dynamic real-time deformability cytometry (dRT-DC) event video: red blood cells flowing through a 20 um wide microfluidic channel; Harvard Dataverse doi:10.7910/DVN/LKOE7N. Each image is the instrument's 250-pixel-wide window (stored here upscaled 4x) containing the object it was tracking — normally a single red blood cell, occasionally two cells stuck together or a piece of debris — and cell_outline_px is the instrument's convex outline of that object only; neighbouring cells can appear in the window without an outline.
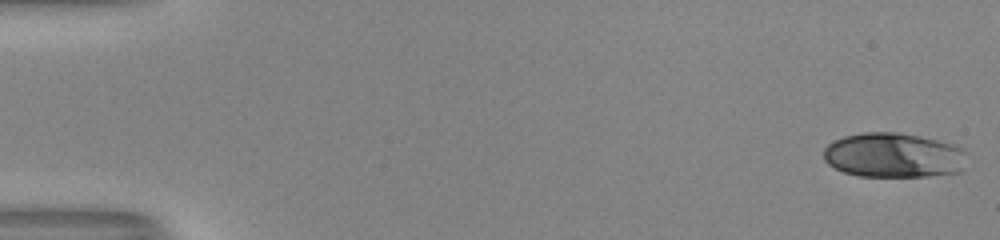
{"species": "human", "species_latin": "Homo sapiens", "temperature_condition": "room temperature", "stored_images_in_passage": 18, "camera_frame_rate_fps": 3000, "um_per_image_px": 0.085, "donor": {"sex": "male"}, "frame": {"image": 1, "passage_image": 1, "time_ms": 0.0, "image_size_px": [1000, 240], "cell_outline_px": [[964, 152], [960, 172], [928, 176], [860, 176], [844, 172], [828, 164], [824, 160], [824, 148], [828, 144], [844, 136], [864, 132], [896, 132], [920, 136], [956, 144]], "centroid_in_image_um": [75.92, 13.19], "position_along_channel_um": 9.1, "area_um2": 37.11}}
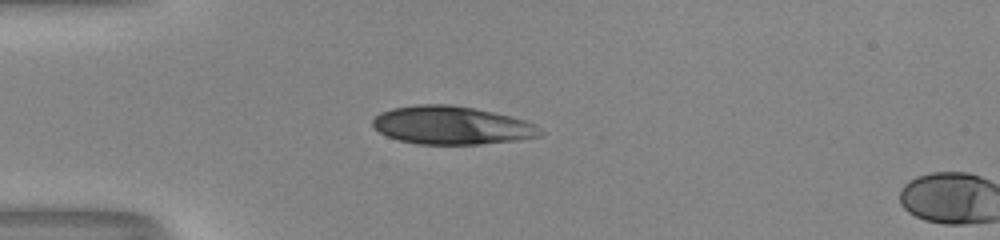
{"frame": {"image": 2, "passage_image": 15, "time_ms": 4.667, "image_size_px": [1000, 240], "cell_outline_px": [[544, 132], [540, 136], [520, 140], [480, 144], [416, 144], [400, 140], [388, 136], [380, 132], [372, 124], [372, 120], [380, 112], [392, 108], [416, 104], [452, 104], [476, 108], [512, 116], [536, 124]], "centroid_in_image_um": [38.43, 10.64], "position_along_channel_um": 46.6, "area_um2": 37.57}}